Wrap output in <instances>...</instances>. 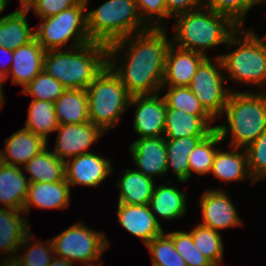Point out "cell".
<instances>
[{
  "label": "cell",
  "instance_id": "obj_1",
  "mask_svg": "<svg viewBox=\"0 0 266 266\" xmlns=\"http://www.w3.org/2000/svg\"><path fill=\"white\" fill-rule=\"evenodd\" d=\"M166 31V28H149L107 46L108 66L131 96L160 93L166 55L172 44ZM120 53H123L121 59Z\"/></svg>",
  "mask_w": 266,
  "mask_h": 266
},
{
  "label": "cell",
  "instance_id": "obj_2",
  "mask_svg": "<svg viewBox=\"0 0 266 266\" xmlns=\"http://www.w3.org/2000/svg\"><path fill=\"white\" fill-rule=\"evenodd\" d=\"M107 65V45L90 42L71 49L47 50L43 70L66 89H86Z\"/></svg>",
  "mask_w": 266,
  "mask_h": 266
},
{
  "label": "cell",
  "instance_id": "obj_3",
  "mask_svg": "<svg viewBox=\"0 0 266 266\" xmlns=\"http://www.w3.org/2000/svg\"><path fill=\"white\" fill-rule=\"evenodd\" d=\"M175 32L171 43L179 48L203 54L218 45H227L240 28L229 17L202 7L173 17Z\"/></svg>",
  "mask_w": 266,
  "mask_h": 266
},
{
  "label": "cell",
  "instance_id": "obj_4",
  "mask_svg": "<svg viewBox=\"0 0 266 266\" xmlns=\"http://www.w3.org/2000/svg\"><path fill=\"white\" fill-rule=\"evenodd\" d=\"M232 91L223 115L224 123L216 125L221 140L231 137L229 147L245 149L266 130V94ZM230 133V134H229Z\"/></svg>",
  "mask_w": 266,
  "mask_h": 266
},
{
  "label": "cell",
  "instance_id": "obj_5",
  "mask_svg": "<svg viewBox=\"0 0 266 266\" xmlns=\"http://www.w3.org/2000/svg\"><path fill=\"white\" fill-rule=\"evenodd\" d=\"M266 34L258 37L253 29L245 30L240 27L228 40L227 50L233 45L237 49L225 54H218L223 70L229 74L226 79L235 83L266 85Z\"/></svg>",
  "mask_w": 266,
  "mask_h": 266
},
{
  "label": "cell",
  "instance_id": "obj_6",
  "mask_svg": "<svg viewBox=\"0 0 266 266\" xmlns=\"http://www.w3.org/2000/svg\"><path fill=\"white\" fill-rule=\"evenodd\" d=\"M87 30L92 42L110 45L149 27L141 19L135 0H108L86 11Z\"/></svg>",
  "mask_w": 266,
  "mask_h": 266
},
{
  "label": "cell",
  "instance_id": "obj_7",
  "mask_svg": "<svg viewBox=\"0 0 266 266\" xmlns=\"http://www.w3.org/2000/svg\"><path fill=\"white\" fill-rule=\"evenodd\" d=\"M89 121L104 133L113 129L129 108L131 95L107 65L86 88Z\"/></svg>",
  "mask_w": 266,
  "mask_h": 266
},
{
  "label": "cell",
  "instance_id": "obj_8",
  "mask_svg": "<svg viewBox=\"0 0 266 266\" xmlns=\"http://www.w3.org/2000/svg\"><path fill=\"white\" fill-rule=\"evenodd\" d=\"M88 3V0H82L76 6L57 15L40 19L39 27L33 29L35 38L45 51L71 49L92 42L87 30ZM70 40L71 45L67 46Z\"/></svg>",
  "mask_w": 266,
  "mask_h": 266
},
{
  "label": "cell",
  "instance_id": "obj_9",
  "mask_svg": "<svg viewBox=\"0 0 266 266\" xmlns=\"http://www.w3.org/2000/svg\"><path fill=\"white\" fill-rule=\"evenodd\" d=\"M56 256L73 264H85L100 260L109 247L106 235L77 222L50 239Z\"/></svg>",
  "mask_w": 266,
  "mask_h": 266
},
{
  "label": "cell",
  "instance_id": "obj_10",
  "mask_svg": "<svg viewBox=\"0 0 266 266\" xmlns=\"http://www.w3.org/2000/svg\"><path fill=\"white\" fill-rule=\"evenodd\" d=\"M207 57L198 67L189 85L204 109L216 120L223 115L230 93L220 57ZM213 62V63H212ZM228 88V89H227Z\"/></svg>",
  "mask_w": 266,
  "mask_h": 266
},
{
  "label": "cell",
  "instance_id": "obj_11",
  "mask_svg": "<svg viewBox=\"0 0 266 266\" xmlns=\"http://www.w3.org/2000/svg\"><path fill=\"white\" fill-rule=\"evenodd\" d=\"M161 94L131 96L135 108L133 127L139 138L164 136L166 102Z\"/></svg>",
  "mask_w": 266,
  "mask_h": 266
},
{
  "label": "cell",
  "instance_id": "obj_12",
  "mask_svg": "<svg viewBox=\"0 0 266 266\" xmlns=\"http://www.w3.org/2000/svg\"><path fill=\"white\" fill-rule=\"evenodd\" d=\"M56 145L53 154L64 162L75 156L89 152V148L102 134H105L93 123L59 124L56 129Z\"/></svg>",
  "mask_w": 266,
  "mask_h": 266
},
{
  "label": "cell",
  "instance_id": "obj_13",
  "mask_svg": "<svg viewBox=\"0 0 266 266\" xmlns=\"http://www.w3.org/2000/svg\"><path fill=\"white\" fill-rule=\"evenodd\" d=\"M105 158L103 155L87 152L65 161V179L69 186L98 187L114 171L112 161Z\"/></svg>",
  "mask_w": 266,
  "mask_h": 266
},
{
  "label": "cell",
  "instance_id": "obj_14",
  "mask_svg": "<svg viewBox=\"0 0 266 266\" xmlns=\"http://www.w3.org/2000/svg\"><path fill=\"white\" fill-rule=\"evenodd\" d=\"M200 199L199 208L203 220L200 224L217 232L242 224L237 209L225 190L208 189Z\"/></svg>",
  "mask_w": 266,
  "mask_h": 266
},
{
  "label": "cell",
  "instance_id": "obj_15",
  "mask_svg": "<svg viewBox=\"0 0 266 266\" xmlns=\"http://www.w3.org/2000/svg\"><path fill=\"white\" fill-rule=\"evenodd\" d=\"M135 170L153 178L167 172V153L164 136L136 138L129 147Z\"/></svg>",
  "mask_w": 266,
  "mask_h": 266
},
{
  "label": "cell",
  "instance_id": "obj_16",
  "mask_svg": "<svg viewBox=\"0 0 266 266\" xmlns=\"http://www.w3.org/2000/svg\"><path fill=\"white\" fill-rule=\"evenodd\" d=\"M206 58L201 53L171 44L166 55L162 87L189 86L198 67Z\"/></svg>",
  "mask_w": 266,
  "mask_h": 266
},
{
  "label": "cell",
  "instance_id": "obj_17",
  "mask_svg": "<svg viewBox=\"0 0 266 266\" xmlns=\"http://www.w3.org/2000/svg\"><path fill=\"white\" fill-rule=\"evenodd\" d=\"M117 216L119 224L145 245L164 232L149 205L118 203Z\"/></svg>",
  "mask_w": 266,
  "mask_h": 266
},
{
  "label": "cell",
  "instance_id": "obj_18",
  "mask_svg": "<svg viewBox=\"0 0 266 266\" xmlns=\"http://www.w3.org/2000/svg\"><path fill=\"white\" fill-rule=\"evenodd\" d=\"M45 52L36 38L13 50V62L8 75L1 81L2 85L12 76V83L24 88L43 71Z\"/></svg>",
  "mask_w": 266,
  "mask_h": 266
},
{
  "label": "cell",
  "instance_id": "obj_19",
  "mask_svg": "<svg viewBox=\"0 0 266 266\" xmlns=\"http://www.w3.org/2000/svg\"><path fill=\"white\" fill-rule=\"evenodd\" d=\"M211 115H192L166 105L164 138L177 139L190 136H207L216 126Z\"/></svg>",
  "mask_w": 266,
  "mask_h": 266
},
{
  "label": "cell",
  "instance_id": "obj_20",
  "mask_svg": "<svg viewBox=\"0 0 266 266\" xmlns=\"http://www.w3.org/2000/svg\"><path fill=\"white\" fill-rule=\"evenodd\" d=\"M0 150V161L9 165L22 167L48 145L42 137L32 131L21 128L11 134Z\"/></svg>",
  "mask_w": 266,
  "mask_h": 266
},
{
  "label": "cell",
  "instance_id": "obj_21",
  "mask_svg": "<svg viewBox=\"0 0 266 266\" xmlns=\"http://www.w3.org/2000/svg\"><path fill=\"white\" fill-rule=\"evenodd\" d=\"M71 187L66 179L60 182L30 183L25 203L24 214L29 213L32 206L41 209H65L70 204Z\"/></svg>",
  "mask_w": 266,
  "mask_h": 266
},
{
  "label": "cell",
  "instance_id": "obj_22",
  "mask_svg": "<svg viewBox=\"0 0 266 266\" xmlns=\"http://www.w3.org/2000/svg\"><path fill=\"white\" fill-rule=\"evenodd\" d=\"M21 167L0 161V203L3 208L23 211L29 180Z\"/></svg>",
  "mask_w": 266,
  "mask_h": 266
},
{
  "label": "cell",
  "instance_id": "obj_23",
  "mask_svg": "<svg viewBox=\"0 0 266 266\" xmlns=\"http://www.w3.org/2000/svg\"><path fill=\"white\" fill-rule=\"evenodd\" d=\"M23 211L0 207V256H16L26 234L31 230ZM22 215V216H21Z\"/></svg>",
  "mask_w": 266,
  "mask_h": 266
},
{
  "label": "cell",
  "instance_id": "obj_24",
  "mask_svg": "<svg viewBox=\"0 0 266 266\" xmlns=\"http://www.w3.org/2000/svg\"><path fill=\"white\" fill-rule=\"evenodd\" d=\"M229 148L231 150L225 152L217 150L210 173L222 182H239L248 179L254 185L256 182L249 172L245 149Z\"/></svg>",
  "mask_w": 266,
  "mask_h": 266
},
{
  "label": "cell",
  "instance_id": "obj_25",
  "mask_svg": "<svg viewBox=\"0 0 266 266\" xmlns=\"http://www.w3.org/2000/svg\"><path fill=\"white\" fill-rule=\"evenodd\" d=\"M186 196L185 192L172 186L171 181L168 180L167 184L155 186L148 205L158 222L160 218L168 221L179 219L187 211Z\"/></svg>",
  "mask_w": 266,
  "mask_h": 266
},
{
  "label": "cell",
  "instance_id": "obj_26",
  "mask_svg": "<svg viewBox=\"0 0 266 266\" xmlns=\"http://www.w3.org/2000/svg\"><path fill=\"white\" fill-rule=\"evenodd\" d=\"M117 182L119 193L118 203L148 205L155 189L153 178L133 169H126Z\"/></svg>",
  "mask_w": 266,
  "mask_h": 266
},
{
  "label": "cell",
  "instance_id": "obj_27",
  "mask_svg": "<svg viewBox=\"0 0 266 266\" xmlns=\"http://www.w3.org/2000/svg\"><path fill=\"white\" fill-rule=\"evenodd\" d=\"M29 11L15 10L0 18V46L15 50L35 38L27 21Z\"/></svg>",
  "mask_w": 266,
  "mask_h": 266
},
{
  "label": "cell",
  "instance_id": "obj_28",
  "mask_svg": "<svg viewBox=\"0 0 266 266\" xmlns=\"http://www.w3.org/2000/svg\"><path fill=\"white\" fill-rule=\"evenodd\" d=\"M59 124L89 122L88 96L86 89H66L54 102Z\"/></svg>",
  "mask_w": 266,
  "mask_h": 266
},
{
  "label": "cell",
  "instance_id": "obj_29",
  "mask_svg": "<svg viewBox=\"0 0 266 266\" xmlns=\"http://www.w3.org/2000/svg\"><path fill=\"white\" fill-rule=\"evenodd\" d=\"M29 174V183L60 182L65 180V162L48 149L35 155L23 168Z\"/></svg>",
  "mask_w": 266,
  "mask_h": 266
},
{
  "label": "cell",
  "instance_id": "obj_30",
  "mask_svg": "<svg viewBox=\"0 0 266 266\" xmlns=\"http://www.w3.org/2000/svg\"><path fill=\"white\" fill-rule=\"evenodd\" d=\"M206 136H190L177 139H165L167 153V171L172 170L181 183L189 181V154L196 144Z\"/></svg>",
  "mask_w": 266,
  "mask_h": 266
},
{
  "label": "cell",
  "instance_id": "obj_31",
  "mask_svg": "<svg viewBox=\"0 0 266 266\" xmlns=\"http://www.w3.org/2000/svg\"><path fill=\"white\" fill-rule=\"evenodd\" d=\"M58 126L59 122L53 102L41 100L31 101L28 108V117L23 128L32 131L48 142V135L55 132Z\"/></svg>",
  "mask_w": 266,
  "mask_h": 266
},
{
  "label": "cell",
  "instance_id": "obj_32",
  "mask_svg": "<svg viewBox=\"0 0 266 266\" xmlns=\"http://www.w3.org/2000/svg\"><path fill=\"white\" fill-rule=\"evenodd\" d=\"M223 142L220 134L214 129L205 138L201 139L193 151L189 154V180L191 175L196 173L197 175L210 174L213 158L217 152L216 145Z\"/></svg>",
  "mask_w": 266,
  "mask_h": 266
},
{
  "label": "cell",
  "instance_id": "obj_33",
  "mask_svg": "<svg viewBox=\"0 0 266 266\" xmlns=\"http://www.w3.org/2000/svg\"><path fill=\"white\" fill-rule=\"evenodd\" d=\"M191 236L197 249L206 256L215 266H222L224 245L220 232L202 224L195 225Z\"/></svg>",
  "mask_w": 266,
  "mask_h": 266
},
{
  "label": "cell",
  "instance_id": "obj_34",
  "mask_svg": "<svg viewBox=\"0 0 266 266\" xmlns=\"http://www.w3.org/2000/svg\"><path fill=\"white\" fill-rule=\"evenodd\" d=\"M31 234L30 230L18 249V251H24V249L29 247L28 250L16 255L17 258L22 262L23 266H48L55 256L51 240H47L46 245L43 241L34 242L36 238L34 239L33 234Z\"/></svg>",
  "mask_w": 266,
  "mask_h": 266
},
{
  "label": "cell",
  "instance_id": "obj_35",
  "mask_svg": "<svg viewBox=\"0 0 266 266\" xmlns=\"http://www.w3.org/2000/svg\"><path fill=\"white\" fill-rule=\"evenodd\" d=\"M145 246L152 256V266H187L176 251L172 238L165 232L153 238Z\"/></svg>",
  "mask_w": 266,
  "mask_h": 266
},
{
  "label": "cell",
  "instance_id": "obj_36",
  "mask_svg": "<svg viewBox=\"0 0 266 266\" xmlns=\"http://www.w3.org/2000/svg\"><path fill=\"white\" fill-rule=\"evenodd\" d=\"M66 88L44 70L36 75L21 91L30 95L32 100L55 102Z\"/></svg>",
  "mask_w": 266,
  "mask_h": 266
},
{
  "label": "cell",
  "instance_id": "obj_37",
  "mask_svg": "<svg viewBox=\"0 0 266 266\" xmlns=\"http://www.w3.org/2000/svg\"><path fill=\"white\" fill-rule=\"evenodd\" d=\"M168 90L163 95L166 105L169 108L180 109L192 115H210L192 93L189 86L162 87V90Z\"/></svg>",
  "mask_w": 266,
  "mask_h": 266
},
{
  "label": "cell",
  "instance_id": "obj_38",
  "mask_svg": "<svg viewBox=\"0 0 266 266\" xmlns=\"http://www.w3.org/2000/svg\"><path fill=\"white\" fill-rule=\"evenodd\" d=\"M175 245L176 251L187 266H215L203 253L196 248L191 232L173 231L167 233Z\"/></svg>",
  "mask_w": 266,
  "mask_h": 266
},
{
  "label": "cell",
  "instance_id": "obj_39",
  "mask_svg": "<svg viewBox=\"0 0 266 266\" xmlns=\"http://www.w3.org/2000/svg\"><path fill=\"white\" fill-rule=\"evenodd\" d=\"M255 0H204V7L218 14L229 17L239 27H244V20Z\"/></svg>",
  "mask_w": 266,
  "mask_h": 266
},
{
  "label": "cell",
  "instance_id": "obj_40",
  "mask_svg": "<svg viewBox=\"0 0 266 266\" xmlns=\"http://www.w3.org/2000/svg\"><path fill=\"white\" fill-rule=\"evenodd\" d=\"M248 169L255 182L266 180V130L245 148Z\"/></svg>",
  "mask_w": 266,
  "mask_h": 266
},
{
  "label": "cell",
  "instance_id": "obj_41",
  "mask_svg": "<svg viewBox=\"0 0 266 266\" xmlns=\"http://www.w3.org/2000/svg\"><path fill=\"white\" fill-rule=\"evenodd\" d=\"M139 15L149 28H167L164 22L167 14L165 0H135Z\"/></svg>",
  "mask_w": 266,
  "mask_h": 266
},
{
  "label": "cell",
  "instance_id": "obj_42",
  "mask_svg": "<svg viewBox=\"0 0 266 266\" xmlns=\"http://www.w3.org/2000/svg\"><path fill=\"white\" fill-rule=\"evenodd\" d=\"M82 0H37L32 6L33 13L40 19L57 15L63 10L76 6Z\"/></svg>",
  "mask_w": 266,
  "mask_h": 266
},
{
  "label": "cell",
  "instance_id": "obj_43",
  "mask_svg": "<svg viewBox=\"0 0 266 266\" xmlns=\"http://www.w3.org/2000/svg\"><path fill=\"white\" fill-rule=\"evenodd\" d=\"M167 14L175 17L179 14L204 7V0H165Z\"/></svg>",
  "mask_w": 266,
  "mask_h": 266
},
{
  "label": "cell",
  "instance_id": "obj_44",
  "mask_svg": "<svg viewBox=\"0 0 266 266\" xmlns=\"http://www.w3.org/2000/svg\"><path fill=\"white\" fill-rule=\"evenodd\" d=\"M0 54L3 56L7 57V63L5 64H1L3 62H1L0 64V80L2 81L9 73L12 62H13V50L12 49H8L4 46H0ZM5 58V57H3ZM4 61V60H3Z\"/></svg>",
  "mask_w": 266,
  "mask_h": 266
},
{
  "label": "cell",
  "instance_id": "obj_45",
  "mask_svg": "<svg viewBox=\"0 0 266 266\" xmlns=\"http://www.w3.org/2000/svg\"><path fill=\"white\" fill-rule=\"evenodd\" d=\"M74 265L75 264H73L69 260L55 255L48 266H74Z\"/></svg>",
  "mask_w": 266,
  "mask_h": 266
},
{
  "label": "cell",
  "instance_id": "obj_46",
  "mask_svg": "<svg viewBox=\"0 0 266 266\" xmlns=\"http://www.w3.org/2000/svg\"><path fill=\"white\" fill-rule=\"evenodd\" d=\"M0 266H23L22 262L17 258V256L4 258L2 262H0Z\"/></svg>",
  "mask_w": 266,
  "mask_h": 266
},
{
  "label": "cell",
  "instance_id": "obj_47",
  "mask_svg": "<svg viewBox=\"0 0 266 266\" xmlns=\"http://www.w3.org/2000/svg\"><path fill=\"white\" fill-rule=\"evenodd\" d=\"M10 0H8L9 2ZM20 2V9L17 10H21V11H30L32 6L37 2V0H19Z\"/></svg>",
  "mask_w": 266,
  "mask_h": 266
},
{
  "label": "cell",
  "instance_id": "obj_48",
  "mask_svg": "<svg viewBox=\"0 0 266 266\" xmlns=\"http://www.w3.org/2000/svg\"><path fill=\"white\" fill-rule=\"evenodd\" d=\"M3 86H2V83H1V80H0V109L2 108V106L4 105V102H5V98H4V92H3Z\"/></svg>",
  "mask_w": 266,
  "mask_h": 266
},
{
  "label": "cell",
  "instance_id": "obj_49",
  "mask_svg": "<svg viewBox=\"0 0 266 266\" xmlns=\"http://www.w3.org/2000/svg\"><path fill=\"white\" fill-rule=\"evenodd\" d=\"M8 0H0V15L2 16V12L5 10V8L7 7L8 5Z\"/></svg>",
  "mask_w": 266,
  "mask_h": 266
},
{
  "label": "cell",
  "instance_id": "obj_50",
  "mask_svg": "<svg viewBox=\"0 0 266 266\" xmlns=\"http://www.w3.org/2000/svg\"><path fill=\"white\" fill-rule=\"evenodd\" d=\"M100 260L90 262V263H85V264H80L79 266H102ZM96 262V265H95Z\"/></svg>",
  "mask_w": 266,
  "mask_h": 266
},
{
  "label": "cell",
  "instance_id": "obj_51",
  "mask_svg": "<svg viewBox=\"0 0 266 266\" xmlns=\"http://www.w3.org/2000/svg\"><path fill=\"white\" fill-rule=\"evenodd\" d=\"M256 5L266 3V0H255Z\"/></svg>",
  "mask_w": 266,
  "mask_h": 266
}]
</instances>
